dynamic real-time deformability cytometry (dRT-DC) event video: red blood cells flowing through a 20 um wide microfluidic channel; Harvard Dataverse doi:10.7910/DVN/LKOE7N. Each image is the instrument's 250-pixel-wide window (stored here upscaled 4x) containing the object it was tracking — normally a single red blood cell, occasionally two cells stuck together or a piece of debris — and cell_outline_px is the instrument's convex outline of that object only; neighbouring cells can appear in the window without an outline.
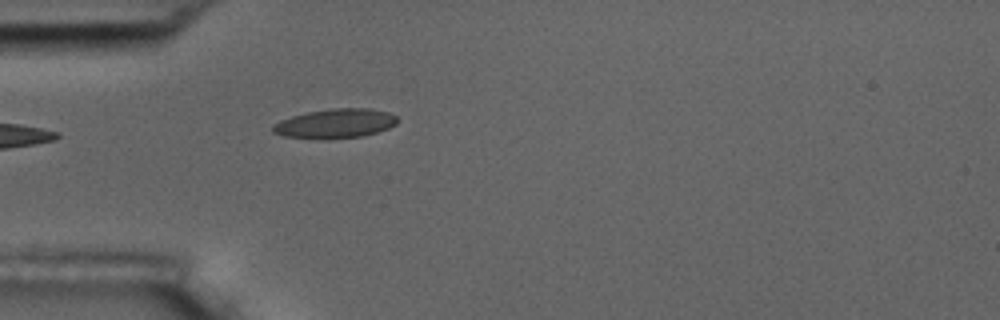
{"species": "common noctule bat (a hibernating species)", "species_latin": "Nyctalus noctula", "temperature_condition": "room temperature", "stored_images_in_passage": 3, "camera_frame_rate_fps": 3000, "um_per_image_px": 0.085, "animal": {"sex": "male", "body_mass_g": 17.5, "forearm_length_mm": 52.3}, "frame": {"image": 1, "passage_image": 3, "time_ms": 2.333, "image_size_px": [1000, 320], "cell_outline_px": [[396, 124], [388, 128], [364, 136], [328, 140], [284, 136], [272, 132], [272, 124], [280, 120], [292, 116], [308, 112], [332, 108], [368, 108], [388, 112], [396, 116]], "centroid_in_image_um": [28.47, 10.51], "position_along_channel_um": 56.5, "area_um2": 21.44}}